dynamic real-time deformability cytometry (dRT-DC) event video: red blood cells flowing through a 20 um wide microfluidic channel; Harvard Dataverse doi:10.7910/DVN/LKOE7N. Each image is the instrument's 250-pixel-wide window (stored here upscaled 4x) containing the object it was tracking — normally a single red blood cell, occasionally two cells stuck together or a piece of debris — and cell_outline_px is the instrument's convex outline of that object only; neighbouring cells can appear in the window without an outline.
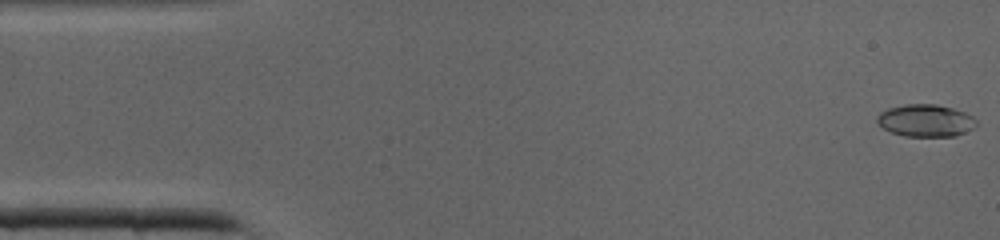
{"species": "common noctule bat (a hibernating species)", "species_latin": "Nyctalus noctula", "temperature_condition": "cold", "stored_images_in_passage": 41, "camera_frame_rate_fps": 3000, "um_per_image_px": 0.085, "animal": {"sex": "male", "body_mass_g": 19.0, "forearm_length_mm": 50.8}, "frame": {"image": 1, "passage_image": 1, "time_ms": 0.0, "image_size_px": [1000, 240], "cell_outline_px": [[976, 124], [972, 128], [956, 136], [904, 136], [892, 132], [884, 128], [876, 120], [876, 116], [880, 112], [888, 108], [904, 104], [936, 104], [952, 108], [964, 112], [972, 116], [976, 120]], "centroid_in_image_um": [78.66, 10.24], "position_along_channel_um": 6.3, "area_um2": 18.55}}
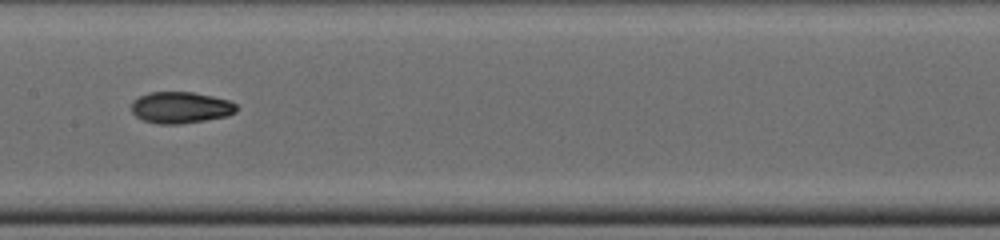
{"frame": {"image": 2, "passage_image": 20, "time_ms": 6.333, "image_size_px": [1000, 240], "cell_outline_px": [[236, 112], [228, 116], [180, 124], [156, 124], [144, 120], [136, 116], [132, 112], [132, 100], [148, 92], [192, 92], [212, 96], [228, 100], [236, 104]], "centroid_in_image_um": [15.34, 9.14], "position_along_channel_um": 192.1, "area_um2": 19.25}}
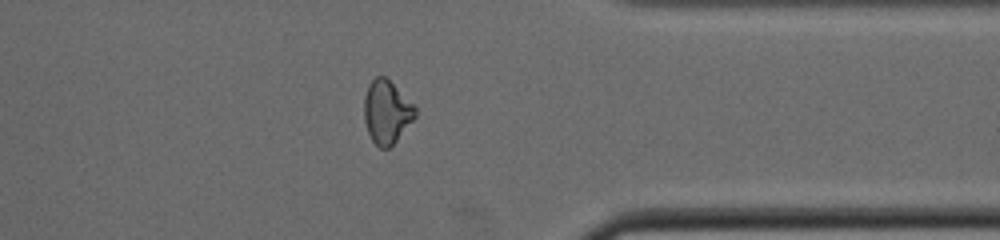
{"frame": {"image": 3, "passage_image": 32, "time_ms": 10.333, "image_size_px": [1000, 240], "cell_outline_px": [[416, 116], [396, 140], [388, 148], [380, 148], [372, 140], [368, 132], [364, 120], [364, 96], [368, 84], [376, 76], [384, 76], [416, 108]], "centroid_in_image_um": [32.83, 9.52], "position_along_channel_um": 378.6, "area_um2": 18.38}}